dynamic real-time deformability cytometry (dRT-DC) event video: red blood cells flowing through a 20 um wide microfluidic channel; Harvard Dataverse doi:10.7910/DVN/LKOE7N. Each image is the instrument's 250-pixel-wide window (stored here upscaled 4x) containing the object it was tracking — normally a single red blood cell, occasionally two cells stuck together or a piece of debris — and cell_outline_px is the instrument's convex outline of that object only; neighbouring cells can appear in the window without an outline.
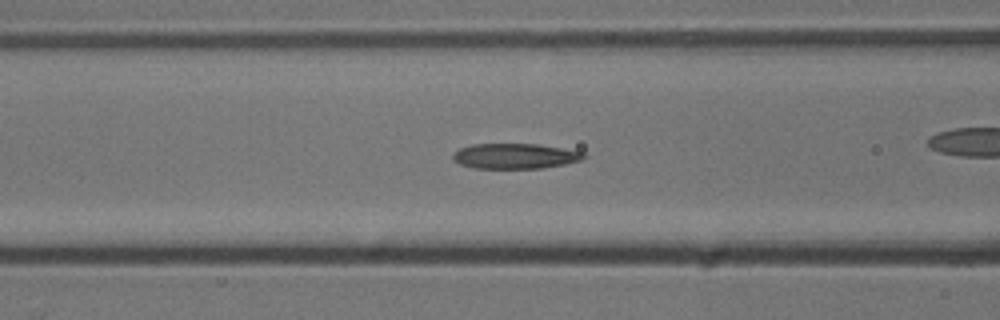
{"species": "common noctule bat (a hibernating species)", "species_latin": "Nyctalus noctula", "temperature_condition": "cold", "stored_images_in_passage": 33, "camera_frame_rate_fps": 3000, "um_per_image_px": 0.085, "animal": {"sex": "male", "body_mass_g": 13.3}, "frame": {"image": 1, "passage_image": 6, "time_ms": 1.667, "image_size_px": [1000, 320], "cell_outline_px": [[588, 156], [580, 160], [564, 164], [540, 168], [472, 168], [460, 164], [452, 160], [452, 156], [460, 148], [472, 144], [536, 144], [584, 152]], "centroid_in_image_um": [43.75, 13.27], "position_along_channel_um": 122.8, "area_um2": 19.13}}
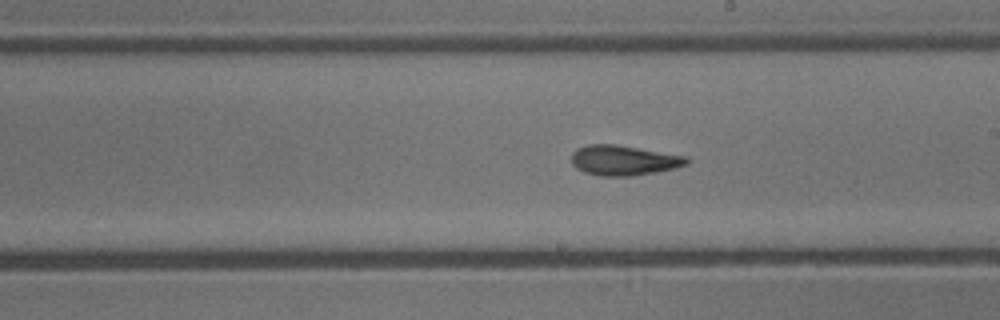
{"frame": {"image": 2, "passage_image": 15, "time_ms": 4.667, "image_size_px": [1000, 320], "cell_outline_px": [[688, 164], [676, 168], [656, 172], [632, 176], [600, 176], [584, 172], [576, 168], [572, 164], [572, 152], [576, 148], [588, 144], [616, 144], [688, 156]], "centroid_in_image_um": [53.01, 13.62], "position_along_channel_um": 236.0, "area_um2": 20.4}}
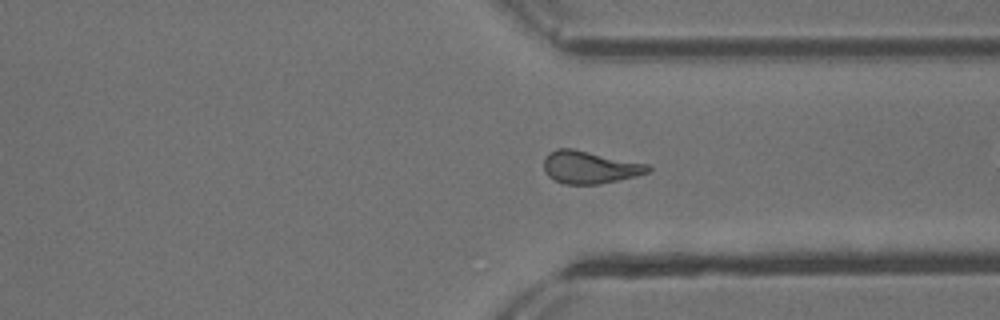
{"frame": {"image": 3, "passage_image": 25, "time_ms": 8.0, "image_size_px": [1000, 320], "cell_outline_px": [[652, 168], [648, 172], [636, 176], [600, 184], [564, 184], [548, 176], [544, 172], [544, 160], [548, 152], [556, 148], [572, 148], [648, 164]], "centroid_in_image_um": [50.1, 14.21], "position_along_channel_um": 361.3, "area_um2": 19.77}}